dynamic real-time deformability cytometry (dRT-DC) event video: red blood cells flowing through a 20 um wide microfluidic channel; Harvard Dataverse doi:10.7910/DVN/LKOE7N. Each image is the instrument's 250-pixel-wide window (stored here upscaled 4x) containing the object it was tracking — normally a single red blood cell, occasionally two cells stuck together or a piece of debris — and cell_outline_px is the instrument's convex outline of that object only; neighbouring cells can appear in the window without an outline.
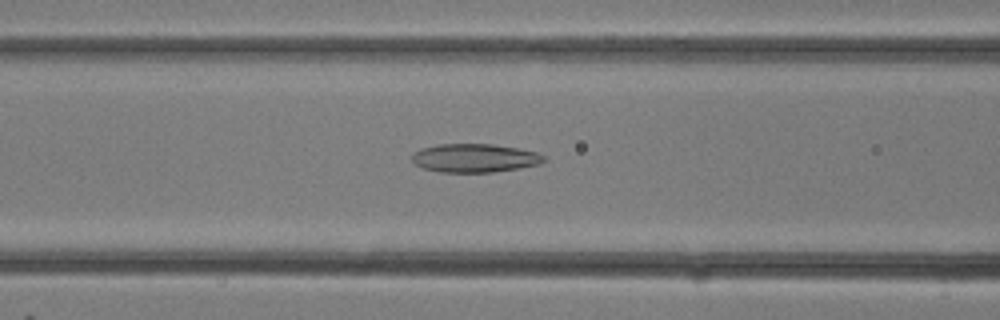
{"species": "common noctule bat (a hibernating species)", "species_latin": "Nyctalus noctula", "temperature_condition": "room temperature", "stored_images_in_passage": 32, "camera_frame_rate_fps": 3000, "um_per_image_px": 0.085, "animal": {"sex": "female"}, "frame": {"image": 1, "passage_image": 13, "time_ms": 4.0, "image_size_px": [1000, 320], "cell_outline_px": [[544, 160], [540, 164], [520, 168], [492, 172], [440, 172], [424, 168], [416, 164], [412, 160], [412, 152], [420, 148], [436, 144], [492, 144], [520, 148], [536, 152], [544, 156]], "centroid_in_image_um": [40.33, 13.42], "position_along_channel_um": 126.3, "area_um2": 22.02}}
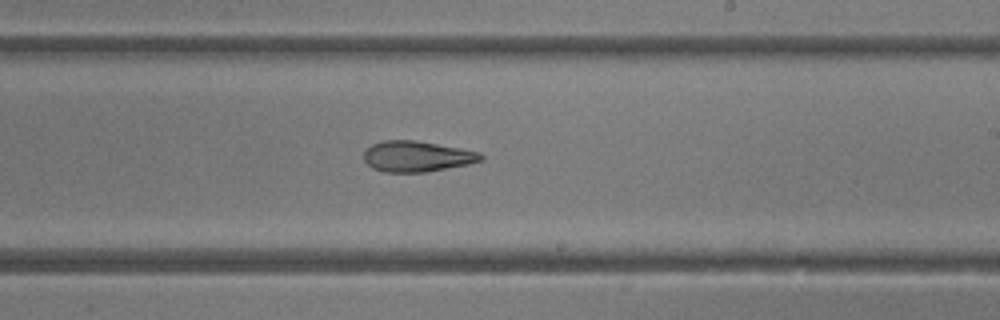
{"frame": {"image": 2, "passage_image": 19, "time_ms": 6.0, "image_size_px": [1000, 320], "cell_outline_px": [[484, 160], [468, 164], [424, 172], [384, 172], [372, 168], [364, 160], [364, 152], [372, 144], [384, 140], [416, 140], [460, 148], [480, 152], [484, 156]], "centroid_in_image_um": [35.44, 13.29], "position_along_channel_um": 253.6, "area_um2": 20.92}}
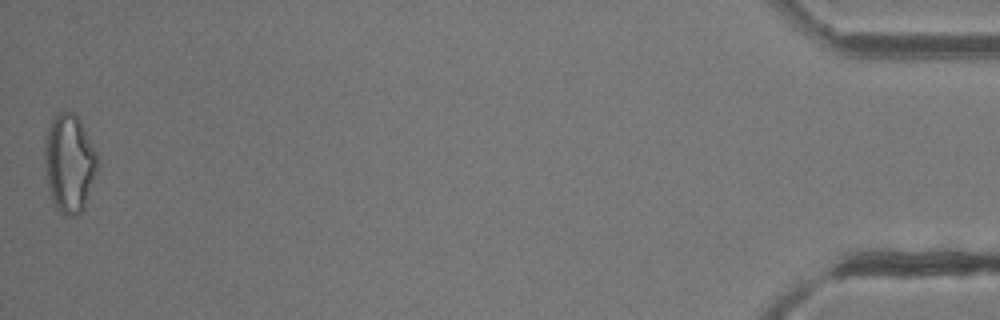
{"frame": {"image": 3, "passage_image": 32, "time_ms": 10.333, "image_size_px": [1000, 320], "cell_outline_px": [[100, 160], [84, 208], [76, 216], [64, 216], [56, 212], [44, 176], [44, 140], [48, 128], [56, 112], [76, 112]], "centroid_in_image_um": [5.86, 13.9], "position_along_channel_um": 429.3, "area_um2": 30.87}}